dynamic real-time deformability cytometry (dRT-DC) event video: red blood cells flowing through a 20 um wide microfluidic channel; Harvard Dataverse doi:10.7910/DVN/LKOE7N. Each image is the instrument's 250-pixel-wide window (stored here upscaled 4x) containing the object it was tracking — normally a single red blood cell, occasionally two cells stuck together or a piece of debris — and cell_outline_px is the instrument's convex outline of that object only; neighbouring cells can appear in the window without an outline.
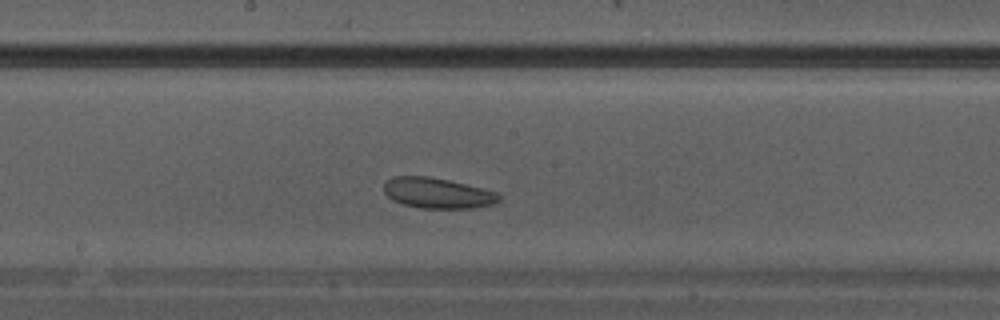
{"species": "Egyptian fruit bat (a non-hibernating species)", "species_latin": "Rousettus aegyptiacus", "temperature_condition": "warm", "stored_images_in_passage": 14, "camera_frame_rate_fps": 3000, "um_per_image_px": 0.085, "animal": {"sex": "male"}, "frame": {"image": 1, "passage_image": 10, "time_ms": 3.0, "image_size_px": [1000, 320], "cell_outline_px": [[500, 200], [492, 204], [472, 208], [420, 208], [404, 204], [392, 200], [384, 192], [384, 180], [396, 176], [428, 176], [448, 180], [496, 192], [500, 196]], "centroid_in_image_um": [37.14, 16.41], "position_along_channel_um": 211.1, "area_um2": 20.29}}